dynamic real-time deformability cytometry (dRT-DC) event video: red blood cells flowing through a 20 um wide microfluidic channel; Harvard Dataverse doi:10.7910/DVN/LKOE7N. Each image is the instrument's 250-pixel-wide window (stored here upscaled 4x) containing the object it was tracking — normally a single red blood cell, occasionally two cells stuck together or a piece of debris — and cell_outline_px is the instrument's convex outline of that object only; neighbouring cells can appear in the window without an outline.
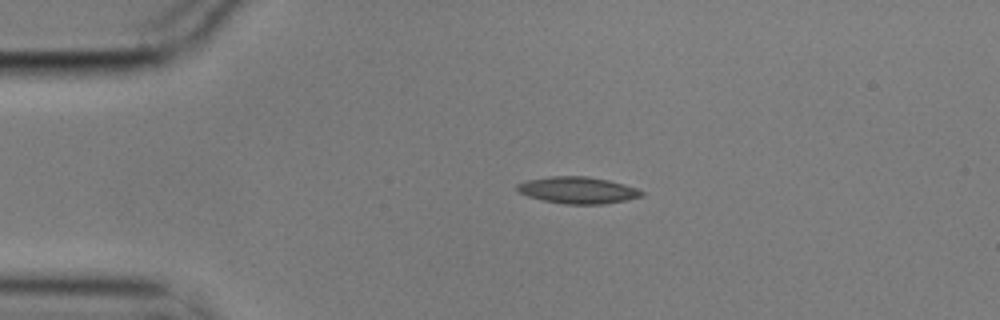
{"species": "common noctule bat (a hibernating species)", "species_latin": "Nyctalus noctula", "temperature_condition": "cold", "stored_images_in_passage": 3, "camera_frame_rate_fps": 3000, "um_per_image_px": 0.085, "animal": {"sex": "male", "body_mass_g": 17.9}, "frame": {"image": 1, "passage_image": 3, "time_ms": 0.667, "image_size_px": [1000, 320], "cell_outline_px": [[644, 196], [628, 200], [604, 204], [564, 204], [544, 200], [528, 196], [520, 192], [516, 188], [516, 184], [528, 180], [548, 176], [584, 176], [608, 180], [624, 184], [636, 188], [644, 192]], "centroid_in_image_um": [49.14, 16.17], "position_along_channel_um": 35.9, "area_um2": 19.36}}